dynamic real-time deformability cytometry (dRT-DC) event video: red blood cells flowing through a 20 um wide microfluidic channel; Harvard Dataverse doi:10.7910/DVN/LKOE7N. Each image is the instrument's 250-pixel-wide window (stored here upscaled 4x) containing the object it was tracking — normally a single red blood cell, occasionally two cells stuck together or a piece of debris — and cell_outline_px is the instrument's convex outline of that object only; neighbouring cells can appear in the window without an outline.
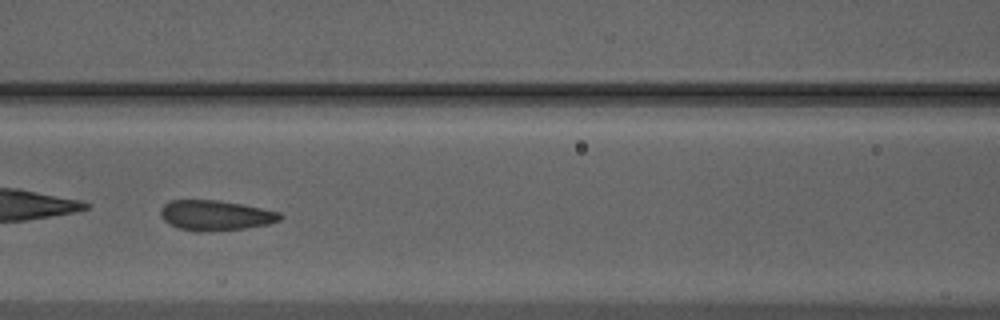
{"species": "Egyptian fruit bat (a non-hibernating species)", "species_latin": "Rousettus aegyptiacus", "temperature_condition": "warm", "stored_images_in_passage": 43, "camera_frame_rate_fps": 3000, "um_per_image_px": 0.085, "animal": {"sex": "male"}, "frame": {"image": 1, "passage_image": 13, "time_ms": 4.0, "image_size_px": [1000, 320], "cell_outline_px": [[284, 216], [280, 220], [268, 224], [244, 228], [200, 232], [196, 232], [180, 228], [168, 224], [160, 216], [160, 208], [164, 204], [172, 200], [216, 200], [240, 204], [280, 212]], "centroid_in_image_um": [18.29, 18.31], "position_along_channel_um": 148.3, "area_um2": 20.92}}
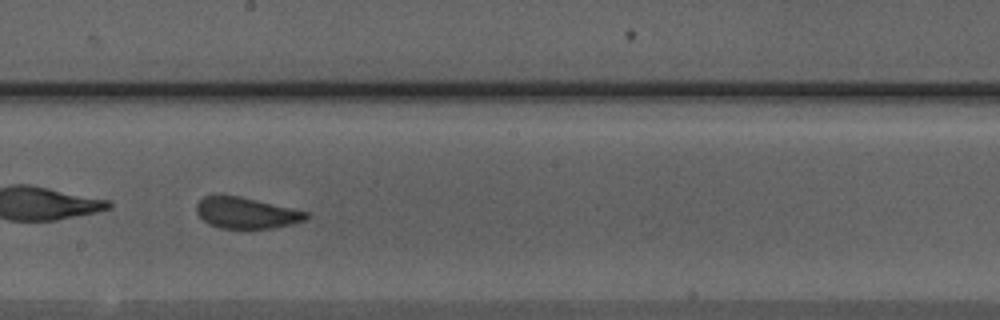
{"frame": {"image": 2, "passage_image": 19, "time_ms": 6.0, "image_size_px": [1000, 320], "cell_outline_px": [[308, 216], [304, 220], [292, 224], [268, 228], [220, 228], [208, 224], [196, 212], [196, 204], [204, 196], [240, 196], [308, 212]], "centroid_in_image_um": [20.9, 18.1], "position_along_channel_um": 227.3, "area_um2": 19.54}}
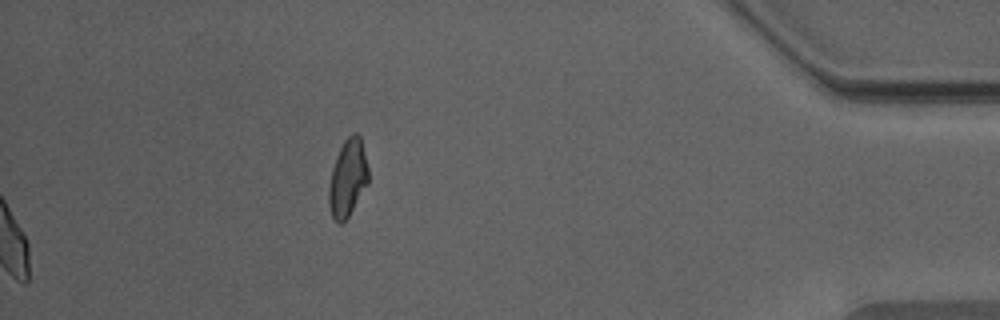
{"frame": {"image": 3, "passage_image": 43, "time_ms": 14.0, "image_size_px": [1000, 320], "cell_outline_px": [[368, 184], [348, 216], [340, 224], [332, 216], [328, 204], [328, 188], [332, 168], [336, 156], [344, 140], [352, 132], [356, 132], [360, 136], [368, 168]], "centroid_in_image_um": [29.55, 15.11], "position_along_channel_um": 405.7, "area_um2": 17.69}, "authors_computed_cell_mechanics": {"area_um2": 20.9236, "velocity_mm_per_s": 3.9583, "shape_relaxation_time_tau1_ms": 4.5374, "shape_relaxation_time_tau2_ms": 0.7921, "deformation_change_tau1": 0.1177, "deformation_change_tau2": 0.0521}}